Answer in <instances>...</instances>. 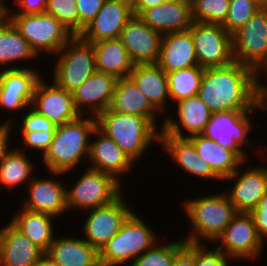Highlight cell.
I'll return each mask as SVG.
<instances>
[{
	"label": "cell",
	"mask_w": 267,
	"mask_h": 266,
	"mask_svg": "<svg viewBox=\"0 0 267 266\" xmlns=\"http://www.w3.org/2000/svg\"><path fill=\"white\" fill-rule=\"evenodd\" d=\"M197 96L212 113L264 110L257 73L238 62L204 69Z\"/></svg>",
	"instance_id": "1"
},
{
	"label": "cell",
	"mask_w": 267,
	"mask_h": 266,
	"mask_svg": "<svg viewBox=\"0 0 267 266\" xmlns=\"http://www.w3.org/2000/svg\"><path fill=\"white\" fill-rule=\"evenodd\" d=\"M96 127V116L92 115L86 118L80 115L76 120L57 126L54 139L42 157L46 170L57 178L86 163L90 151L89 140Z\"/></svg>",
	"instance_id": "2"
},
{
	"label": "cell",
	"mask_w": 267,
	"mask_h": 266,
	"mask_svg": "<svg viewBox=\"0 0 267 266\" xmlns=\"http://www.w3.org/2000/svg\"><path fill=\"white\" fill-rule=\"evenodd\" d=\"M97 128L114 142L133 161H139L153 142H160V130L146 117L112 112L96 116Z\"/></svg>",
	"instance_id": "3"
},
{
	"label": "cell",
	"mask_w": 267,
	"mask_h": 266,
	"mask_svg": "<svg viewBox=\"0 0 267 266\" xmlns=\"http://www.w3.org/2000/svg\"><path fill=\"white\" fill-rule=\"evenodd\" d=\"M186 199L182 204L186 218H189V223L192 224V232L183 238L185 242L214 243L238 212L224 190L214 195Z\"/></svg>",
	"instance_id": "4"
},
{
	"label": "cell",
	"mask_w": 267,
	"mask_h": 266,
	"mask_svg": "<svg viewBox=\"0 0 267 266\" xmlns=\"http://www.w3.org/2000/svg\"><path fill=\"white\" fill-rule=\"evenodd\" d=\"M146 222L133 211L115 234L99 251L101 266H131L134 260L157 242V236ZM132 260V261H131Z\"/></svg>",
	"instance_id": "5"
},
{
	"label": "cell",
	"mask_w": 267,
	"mask_h": 266,
	"mask_svg": "<svg viewBox=\"0 0 267 266\" xmlns=\"http://www.w3.org/2000/svg\"><path fill=\"white\" fill-rule=\"evenodd\" d=\"M7 18L27 40L32 50L56 55L74 35L53 15L47 13L7 14Z\"/></svg>",
	"instance_id": "6"
},
{
	"label": "cell",
	"mask_w": 267,
	"mask_h": 266,
	"mask_svg": "<svg viewBox=\"0 0 267 266\" xmlns=\"http://www.w3.org/2000/svg\"><path fill=\"white\" fill-rule=\"evenodd\" d=\"M57 54L52 80L71 93L97 71L93 45L79 36H74Z\"/></svg>",
	"instance_id": "7"
},
{
	"label": "cell",
	"mask_w": 267,
	"mask_h": 266,
	"mask_svg": "<svg viewBox=\"0 0 267 266\" xmlns=\"http://www.w3.org/2000/svg\"><path fill=\"white\" fill-rule=\"evenodd\" d=\"M81 175L73 187L66 186L68 212L105 206L123 194L122 183L107 173L87 168Z\"/></svg>",
	"instance_id": "8"
},
{
	"label": "cell",
	"mask_w": 267,
	"mask_h": 266,
	"mask_svg": "<svg viewBox=\"0 0 267 266\" xmlns=\"http://www.w3.org/2000/svg\"><path fill=\"white\" fill-rule=\"evenodd\" d=\"M234 61L256 73L267 62V8H260L232 35Z\"/></svg>",
	"instance_id": "9"
},
{
	"label": "cell",
	"mask_w": 267,
	"mask_h": 266,
	"mask_svg": "<svg viewBox=\"0 0 267 266\" xmlns=\"http://www.w3.org/2000/svg\"><path fill=\"white\" fill-rule=\"evenodd\" d=\"M192 33L198 66L222 67L234 62L232 35L221 24L193 21Z\"/></svg>",
	"instance_id": "10"
},
{
	"label": "cell",
	"mask_w": 267,
	"mask_h": 266,
	"mask_svg": "<svg viewBox=\"0 0 267 266\" xmlns=\"http://www.w3.org/2000/svg\"><path fill=\"white\" fill-rule=\"evenodd\" d=\"M253 111H228L213 113L206 126L204 135L216 141L223 148L234 150L244 161L248 159L246 147H253L249 132L252 131L251 123L254 116L249 117ZM250 142V143H249Z\"/></svg>",
	"instance_id": "11"
},
{
	"label": "cell",
	"mask_w": 267,
	"mask_h": 266,
	"mask_svg": "<svg viewBox=\"0 0 267 266\" xmlns=\"http://www.w3.org/2000/svg\"><path fill=\"white\" fill-rule=\"evenodd\" d=\"M216 242H219L216 248L232 261L233 259L257 260L265 245L249 212H237L213 244H217Z\"/></svg>",
	"instance_id": "12"
},
{
	"label": "cell",
	"mask_w": 267,
	"mask_h": 266,
	"mask_svg": "<svg viewBox=\"0 0 267 266\" xmlns=\"http://www.w3.org/2000/svg\"><path fill=\"white\" fill-rule=\"evenodd\" d=\"M127 203L121 194L110 204L85 210L88 216L82 229L83 239L100 251L119 232L123 222L134 211Z\"/></svg>",
	"instance_id": "13"
},
{
	"label": "cell",
	"mask_w": 267,
	"mask_h": 266,
	"mask_svg": "<svg viewBox=\"0 0 267 266\" xmlns=\"http://www.w3.org/2000/svg\"><path fill=\"white\" fill-rule=\"evenodd\" d=\"M41 74L34 68L1 69L0 109L17 111L31 107L33 95Z\"/></svg>",
	"instance_id": "14"
},
{
	"label": "cell",
	"mask_w": 267,
	"mask_h": 266,
	"mask_svg": "<svg viewBox=\"0 0 267 266\" xmlns=\"http://www.w3.org/2000/svg\"><path fill=\"white\" fill-rule=\"evenodd\" d=\"M163 35L148 26L139 16L127 22L119 39L134 65L157 64Z\"/></svg>",
	"instance_id": "15"
},
{
	"label": "cell",
	"mask_w": 267,
	"mask_h": 266,
	"mask_svg": "<svg viewBox=\"0 0 267 266\" xmlns=\"http://www.w3.org/2000/svg\"><path fill=\"white\" fill-rule=\"evenodd\" d=\"M31 108L48 118L55 126L76 120L81 115L75 108L71 92L53 80L51 84H46L43 78L37 83Z\"/></svg>",
	"instance_id": "16"
},
{
	"label": "cell",
	"mask_w": 267,
	"mask_h": 266,
	"mask_svg": "<svg viewBox=\"0 0 267 266\" xmlns=\"http://www.w3.org/2000/svg\"><path fill=\"white\" fill-rule=\"evenodd\" d=\"M239 168L223 181L235 180L230 191H225L238 212H250L267 194V166L249 165L244 171Z\"/></svg>",
	"instance_id": "17"
},
{
	"label": "cell",
	"mask_w": 267,
	"mask_h": 266,
	"mask_svg": "<svg viewBox=\"0 0 267 266\" xmlns=\"http://www.w3.org/2000/svg\"><path fill=\"white\" fill-rule=\"evenodd\" d=\"M133 15L131 0H105L96 17L86 25L79 37L88 43L119 38Z\"/></svg>",
	"instance_id": "18"
},
{
	"label": "cell",
	"mask_w": 267,
	"mask_h": 266,
	"mask_svg": "<svg viewBox=\"0 0 267 266\" xmlns=\"http://www.w3.org/2000/svg\"><path fill=\"white\" fill-rule=\"evenodd\" d=\"M176 107L178 117L176 119L178 120L169 117L170 115L166 112V118L160 126V134H168L176 138H189L204 133L213 113L198 96L180 100L176 102ZM184 131L187 134H184Z\"/></svg>",
	"instance_id": "19"
},
{
	"label": "cell",
	"mask_w": 267,
	"mask_h": 266,
	"mask_svg": "<svg viewBox=\"0 0 267 266\" xmlns=\"http://www.w3.org/2000/svg\"><path fill=\"white\" fill-rule=\"evenodd\" d=\"M116 82L117 78L113 75L99 71L94 72L72 92L76 110L83 116L86 113L87 116L88 114L97 116L109 109Z\"/></svg>",
	"instance_id": "20"
},
{
	"label": "cell",
	"mask_w": 267,
	"mask_h": 266,
	"mask_svg": "<svg viewBox=\"0 0 267 266\" xmlns=\"http://www.w3.org/2000/svg\"><path fill=\"white\" fill-rule=\"evenodd\" d=\"M91 136H96V138L93 141L90 140L88 156L90 166L88 168L107 173L120 182V176L130 172L134 162L114 140L106 136L97 127Z\"/></svg>",
	"instance_id": "21"
},
{
	"label": "cell",
	"mask_w": 267,
	"mask_h": 266,
	"mask_svg": "<svg viewBox=\"0 0 267 266\" xmlns=\"http://www.w3.org/2000/svg\"><path fill=\"white\" fill-rule=\"evenodd\" d=\"M28 185V197L23 201L22 207L34 211L50 214L57 219L68 212L66 205V185L64 182L53 177L36 178L26 184Z\"/></svg>",
	"instance_id": "22"
},
{
	"label": "cell",
	"mask_w": 267,
	"mask_h": 266,
	"mask_svg": "<svg viewBox=\"0 0 267 266\" xmlns=\"http://www.w3.org/2000/svg\"><path fill=\"white\" fill-rule=\"evenodd\" d=\"M148 26L162 35L187 31L192 23L191 0H176L147 8L138 15Z\"/></svg>",
	"instance_id": "23"
},
{
	"label": "cell",
	"mask_w": 267,
	"mask_h": 266,
	"mask_svg": "<svg viewBox=\"0 0 267 266\" xmlns=\"http://www.w3.org/2000/svg\"><path fill=\"white\" fill-rule=\"evenodd\" d=\"M0 228V266H31L45 256L10 222Z\"/></svg>",
	"instance_id": "24"
},
{
	"label": "cell",
	"mask_w": 267,
	"mask_h": 266,
	"mask_svg": "<svg viewBox=\"0 0 267 266\" xmlns=\"http://www.w3.org/2000/svg\"><path fill=\"white\" fill-rule=\"evenodd\" d=\"M157 65L166 73L198 66L192 33L187 30L163 34Z\"/></svg>",
	"instance_id": "25"
},
{
	"label": "cell",
	"mask_w": 267,
	"mask_h": 266,
	"mask_svg": "<svg viewBox=\"0 0 267 266\" xmlns=\"http://www.w3.org/2000/svg\"><path fill=\"white\" fill-rule=\"evenodd\" d=\"M165 152L179 168L191 176L198 178L221 180L212 170L207 161L196 152L193 143L188 138H176L168 134H160V142Z\"/></svg>",
	"instance_id": "26"
},
{
	"label": "cell",
	"mask_w": 267,
	"mask_h": 266,
	"mask_svg": "<svg viewBox=\"0 0 267 266\" xmlns=\"http://www.w3.org/2000/svg\"><path fill=\"white\" fill-rule=\"evenodd\" d=\"M45 256L57 266H101L99 251L85 239L55 235Z\"/></svg>",
	"instance_id": "27"
},
{
	"label": "cell",
	"mask_w": 267,
	"mask_h": 266,
	"mask_svg": "<svg viewBox=\"0 0 267 266\" xmlns=\"http://www.w3.org/2000/svg\"><path fill=\"white\" fill-rule=\"evenodd\" d=\"M109 109L112 112L146 117L158 127L156 117L159 111L130 77L117 79Z\"/></svg>",
	"instance_id": "28"
},
{
	"label": "cell",
	"mask_w": 267,
	"mask_h": 266,
	"mask_svg": "<svg viewBox=\"0 0 267 266\" xmlns=\"http://www.w3.org/2000/svg\"><path fill=\"white\" fill-rule=\"evenodd\" d=\"M129 77L160 113L170 99L167 73L157 64L134 65ZM164 111V112H163Z\"/></svg>",
	"instance_id": "29"
},
{
	"label": "cell",
	"mask_w": 267,
	"mask_h": 266,
	"mask_svg": "<svg viewBox=\"0 0 267 266\" xmlns=\"http://www.w3.org/2000/svg\"><path fill=\"white\" fill-rule=\"evenodd\" d=\"M194 145L197 154L211 166L212 170L222 179L232 175L244 161L234 150L223 148L216 141L204 134H196L188 138Z\"/></svg>",
	"instance_id": "30"
},
{
	"label": "cell",
	"mask_w": 267,
	"mask_h": 266,
	"mask_svg": "<svg viewBox=\"0 0 267 266\" xmlns=\"http://www.w3.org/2000/svg\"><path fill=\"white\" fill-rule=\"evenodd\" d=\"M15 212L10 223L23 233L32 243L46 252L54 241L55 217L41 212H34L23 207Z\"/></svg>",
	"instance_id": "31"
},
{
	"label": "cell",
	"mask_w": 267,
	"mask_h": 266,
	"mask_svg": "<svg viewBox=\"0 0 267 266\" xmlns=\"http://www.w3.org/2000/svg\"><path fill=\"white\" fill-rule=\"evenodd\" d=\"M91 44L95 52L97 71L113 75L117 79L129 77L134 64L119 38L100 40Z\"/></svg>",
	"instance_id": "32"
},
{
	"label": "cell",
	"mask_w": 267,
	"mask_h": 266,
	"mask_svg": "<svg viewBox=\"0 0 267 266\" xmlns=\"http://www.w3.org/2000/svg\"><path fill=\"white\" fill-rule=\"evenodd\" d=\"M35 58H38V56L32 50L27 40L18 32L11 21L6 18L0 24V67L3 66L4 69H22V66L20 67L16 62L19 63L21 60L27 61ZM15 64L17 65L14 66ZM4 65L7 67L5 68Z\"/></svg>",
	"instance_id": "33"
},
{
	"label": "cell",
	"mask_w": 267,
	"mask_h": 266,
	"mask_svg": "<svg viewBox=\"0 0 267 266\" xmlns=\"http://www.w3.org/2000/svg\"><path fill=\"white\" fill-rule=\"evenodd\" d=\"M26 150L25 147L21 150L15 146L0 160V192L3 186L13 190L33 179L32 172H35V166L28 158Z\"/></svg>",
	"instance_id": "34"
},
{
	"label": "cell",
	"mask_w": 267,
	"mask_h": 266,
	"mask_svg": "<svg viewBox=\"0 0 267 266\" xmlns=\"http://www.w3.org/2000/svg\"><path fill=\"white\" fill-rule=\"evenodd\" d=\"M204 68L192 66L167 73L169 95L172 102H178L189 97L197 96Z\"/></svg>",
	"instance_id": "35"
},
{
	"label": "cell",
	"mask_w": 267,
	"mask_h": 266,
	"mask_svg": "<svg viewBox=\"0 0 267 266\" xmlns=\"http://www.w3.org/2000/svg\"><path fill=\"white\" fill-rule=\"evenodd\" d=\"M185 241L156 243L152 248L137 257L131 266H172L175 256L185 247Z\"/></svg>",
	"instance_id": "36"
},
{
	"label": "cell",
	"mask_w": 267,
	"mask_h": 266,
	"mask_svg": "<svg viewBox=\"0 0 267 266\" xmlns=\"http://www.w3.org/2000/svg\"><path fill=\"white\" fill-rule=\"evenodd\" d=\"M230 0H191V15L195 22L221 24L226 21Z\"/></svg>",
	"instance_id": "37"
},
{
	"label": "cell",
	"mask_w": 267,
	"mask_h": 266,
	"mask_svg": "<svg viewBox=\"0 0 267 266\" xmlns=\"http://www.w3.org/2000/svg\"><path fill=\"white\" fill-rule=\"evenodd\" d=\"M261 7L254 0H230L225 30L233 35L241 29Z\"/></svg>",
	"instance_id": "38"
},
{
	"label": "cell",
	"mask_w": 267,
	"mask_h": 266,
	"mask_svg": "<svg viewBox=\"0 0 267 266\" xmlns=\"http://www.w3.org/2000/svg\"><path fill=\"white\" fill-rule=\"evenodd\" d=\"M45 13L53 15L74 36H79V12L76 0H47Z\"/></svg>",
	"instance_id": "39"
},
{
	"label": "cell",
	"mask_w": 267,
	"mask_h": 266,
	"mask_svg": "<svg viewBox=\"0 0 267 266\" xmlns=\"http://www.w3.org/2000/svg\"><path fill=\"white\" fill-rule=\"evenodd\" d=\"M231 260L214 246L211 249L204 244H195V266H230Z\"/></svg>",
	"instance_id": "40"
},
{
	"label": "cell",
	"mask_w": 267,
	"mask_h": 266,
	"mask_svg": "<svg viewBox=\"0 0 267 266\" xmlns=\"http://www.w3.org/2000/svg\"><path fill=\"white\" fill-rule=\"evenodd\" d=\"M30 109V110H29ZM27 113L21 120V132L55 131L56 127L48 118L37 113L33 108L26 109Z\"/></svg>",
	"instance_id": "41"
},
{
	"label": "cell",
	"mask_w": 267,
	"mask_h": 266,
	"mask_svg": "<svg viewBox=\"0 0 267 266\" xmlns=\"http://www.w3.org/2000/svg\"><path fill=\"white\" fill-rule=\"evenodd\" d=\"M25 147L40 151L43 157L48 151L55 135V131L21 132Z\"/></svg>",
	"instance_id": "42"
},
{
	"label": "cell",
	"mask_w": 267,
	"mask_h": 266,
	"mask_svg": "<svg viewBox=\"0 0 267 266\" xmlns=\"http://www.w3.org/2000/svg\"><path fill=\"white\" fill-rule=\"evenodd\" d=\"M104 2L105 0H76L79 12V34L96 17Z\"/></svg>",
	"instance_id": "43"
},
{
	"label": "cell",
	"mask_w": 267,
	"mask_h": 266,
	"mask_svg": "<svg viewBox=\"0 0 267 266\" xmlns=\"http://www.w3.org/2000/svg\"><path fill=\"white\" fill-rule=\"evenodd\" d=\"M250 215L253 218L255 227L263 242L267 240V194L259 201L258 205L252 209Z\"/></svg>",
	"instance_id": "44"
},
{
	"label": "cell",
	"mask_w": 267,
	"mask_h": 266,
	"mask_svg": "<svg viewBox=\"0 0 267 266\" xmlns=\"http://www.w3.org/2000/svg\"><path fill=\"white\" fill-rule=\"evenodd\" d=\"M17 5L19 11H11L8 7L7 14H33V13H44L47 5V0H15L13 2Z\"/></svg>",
	"instance_id": "45"
},
{
	"label": "cell",
	"mask_w": 267,
	"mask_h": 266,
	"mask_svg": "<svg viewBox=\"0 0 267 266\" xmlns=\"http://www.w3.org/2000/svg\"><path fill=\"white\" fill-rule=\"evenodd\" d=\"M172 266H195V243L186 242L175 256Z\"/></svg>",
	"instance_id": "46"
},
{
	"label": "cell",
	"mask_w": 267,
	"mask_h": 266,
	"mask_svg": "<svg viewBox=\"0 0 267 266\" xmlns=\"http://www.w3.org/2000/svg\"><path fill=\"white\" fill-rule=\"evenodd\" d=\"M12 118H9L7 121H4V123H0V160L11 150L8 144L11 137V130L13 129L12 126H14V120L12 121ZM11 121L13 123H11ZM12 128V129H11ZM9 146V147H8Z\"/></svg>",
	"instance_id": "47"
},
{
	"label": "cell",
	"mask_w": 267,
	"mask_h": 266,
	"mask_svg": "<svg viewBox=\"0 0 267 266\" xmlns=\"http://www.w3.org/2000/svg\"><path fill=\"white\" fill-rule=\"evenodd\" d=\"M162 3H156V0H131L132 11L134 15H139L143 10L151 8Z\"/></svg>",
	"instance_id": "48"
},
{
	"label": "cell",
	"mask_w": 267,
	"mask_h": 266,
	"mask_svg": "<svg viewBox=\"0 0 267 266\" xmlns=\"http://www.w3.org/2000/svg\"><path fill=\"white\" fill-rule=\"evenodd\" d=\"M261 72H263L264 73V78L263 79H265V77H267V62H266V64L257 72V80H258V83H259V85H260V87L262 88V90L266 87V83L265 84H263V82H265L264 80H262L259 76H261L260 74H262L263 75V73H261ZM260 73V74H259ZM263 81V82H262Z\"/></svg>",
	"instance_id": "49"
},
{
	"label": "cell",
	"mask_w": 267,
	"mask_h": 266,
	"mask_svg": "<svg viewBox=\"0 0 267 266\" xmlns=\"http://www.w3.org/2000/svg\"><path fill=\"white\" fill-rule=\"evenodd\" d=\"M4 0H0V24L7 18V5Z\"/></svg>",
	"instance_id": "50"
},
{
	"label": "cell",
	"mask_w": 267,
	"mask_h": 266,
	"mask_svg": "<svg viewBox=\"0 0 267 266\" xmlns=\"http://www.w3.org/2000/svg\"><path fill=\"white\" fill-rule=\"evenodd\" d=\"M31 266H57V265L51 262L46 256H44L38 262L34 263Z\"/></svg>",
	"instance_id": "51"
},
{
	"label": "cell",
	"mask_w": 267,
	"mask_h": 266,
	"mask_svg": "<svg viewBox=\"0 0 267 266\" xmlns=\"http://www.w3.org/2000/svg\"><path fill=\"white\" fill-rule=\"evenodd\" d=\"M263 103L265 109L267 110V86L263 89Z\"/></svg>",
	"instance_id": "52"
},
{
	"label": "cell",
	"mask_w": 267,
	"mask_h": 266,
	"mask_svg": "<svg viewBox=\"0 0 267 266\" xmlns=\"http://www.w3.org/2000/svg\"><path fill=\"white\" fill-rule=\"evenodd\" d=\"M261 8H267V0H254Z\"/></svg>",
	"instance_id": "53"
},
{
	"label": "cell",
	"mask_w": 267,
	"mask_h": 266,
	"mask_svg": "<svg viewBox=\"0 0 267 266\" xmlns=\"http://www.w3.org/2000/svg\"><path fill=\"white\" fill-rule=\"evenodd\" d=\"M176 0H156V3H169V2H174Z\"/></svg>",
	"instance_id": "54"
}]
</instances>
